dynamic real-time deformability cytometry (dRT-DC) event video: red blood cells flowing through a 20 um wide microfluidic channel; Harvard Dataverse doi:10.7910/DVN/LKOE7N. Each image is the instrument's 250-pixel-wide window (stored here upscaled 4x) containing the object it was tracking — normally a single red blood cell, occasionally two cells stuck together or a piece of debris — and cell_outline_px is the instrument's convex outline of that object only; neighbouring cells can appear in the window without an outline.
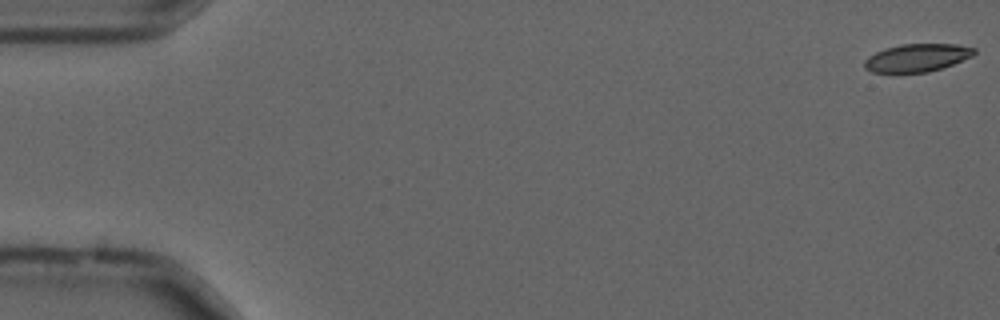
{"species": "common noctule bat (a hibernating species)", "species_latin": "Nyctalus noctula", "temperature_condition": "cold", "stored_images_in_passage": 56, "camera_frame_rate_fps": 3000, "um_per_image_px": 0.085, "animal": {"sex": "male", "forearm_length_mm": 52.5}, "frame": {"image": 1, "passage_image": 1, "time_ms": 0.0, "image_size_px": [1000, 320], "cell_outline_px": [[976, 52], [972, 56], [952, 64], [928, 72], [872, 72], [864, 68], [864, 60], [868, 56], [884, 48], [900, 44], [960, 44], [976, 48]], "centroid_in_image_um": [77.94, 4.89], "position_along_channel_um": 7.1, "area_um2": 17.8}}
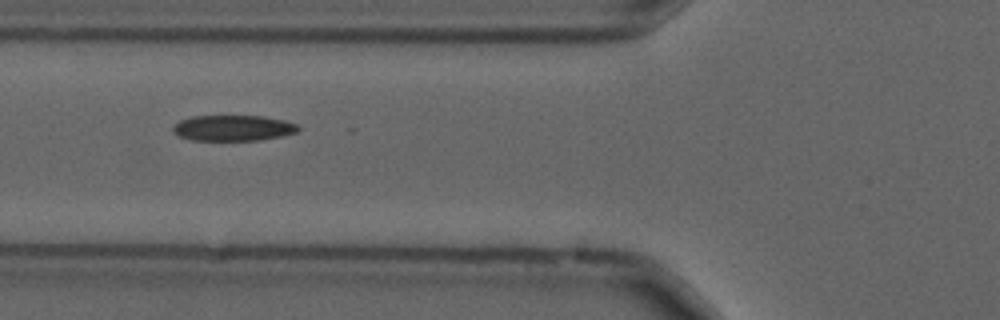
{"frame": {"image": 2, "passage_image": 21, "time_ms": 6.667, "image_size_px": [1000, 320], "cell_outline_px": [[300, 128], [296, 132], [280, 136], [260, 140], [192, 140], [180, 136], [172, 128], [180, 120], [192, 116], [264, 116], [284, 120], [296, 124]], "centroid_in_image_um": [19.83, 10.87], "position_along_channel_um": 106.0, "area_um2": 18.55}}
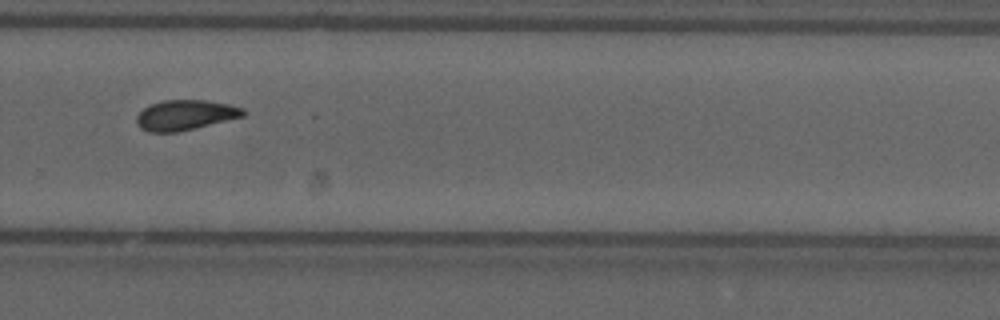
{"frame": {"image": 3, "passage_image": 38, "time_ms": 12.333, "image_size_px": [1000, 320], "cell_outline_px": [[244, 116], [176, 132], [148, 132], [140, 128], [136, 120], [136, 116], [144, 108], [152, 104], [164, 100], [204, 100], [228, 104], [244, 108]], "centroid_in_image_um": [15.72, 9.77], "position_along_channel_um": 314.1, "area_um2": 18.44}, "authors_computed_cell_mechanics": {"area_um2": 18.9873, "velocity_mm_per_s": 3.6839, "shape_relaxation_time_tau1_ms": 7.3063, "shape_relaxation_time_tau2_ms": 3.75, "deformation_change_tau1": 0.137, "deformation_change_tau2": 0.0908}}